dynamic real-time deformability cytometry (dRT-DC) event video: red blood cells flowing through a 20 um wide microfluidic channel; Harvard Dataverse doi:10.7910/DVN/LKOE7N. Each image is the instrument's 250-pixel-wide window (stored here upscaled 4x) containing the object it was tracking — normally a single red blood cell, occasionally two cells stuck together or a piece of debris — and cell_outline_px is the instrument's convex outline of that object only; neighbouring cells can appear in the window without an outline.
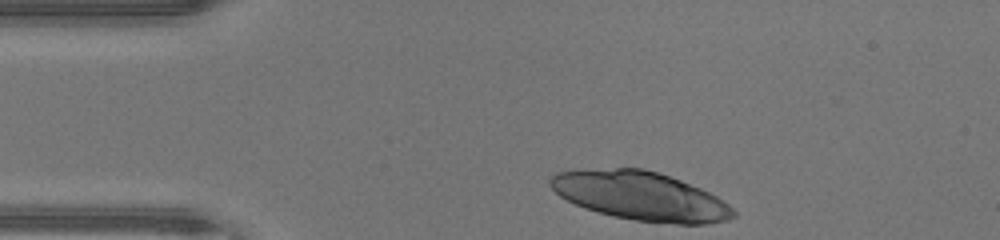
{"species": "human", "species_latin": "Homo sapiens", "temperature_condition": "warm", "stored_images_in_passage": 30, "camera_frame_rate_fps": 3000, "um_per_image_px": 0.085, "donor": {"sex": "male"}, "frame": {"image": 1, "passage_image": 1, "time_ms": 0.0, "image_size_px": [1000, 240], "cell_outline_px": [[736, 216], [728, 220], [708, 224], [676, 224], [636, 220], [612, 216], [584, 208], [560, 196], [548, 184], [548, 180], [556, 172], [616, 168], [644, 168], [680, 180], [700, 188], [716, 196], [728, 204], [736, 212]], "centroid_in_image_um": [54.46, 16.67], "position_along_channel_um": 30.5, "area_um2": 51.56}}
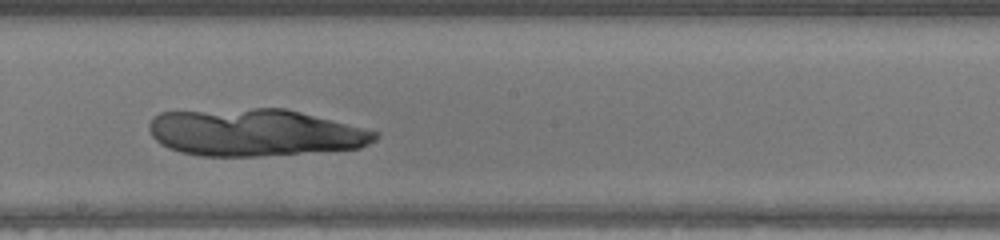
{"frame": {"image": 2, "passage_image": 18, "time_ms": 5.667, "image_size_px": [1000, 240], "cell_outline_px": [[380, 132], [376, 140], [360, 148], [256, 156], [200, 156], [180, 152], [168, 148], [160, 144], [152, 136], [148, 128], [148, 124], [160, 112], [252, 108], [284, 108]], "centroid_in_image_um": [21.62, 11.26], "position_along_channel_um": 226.6, "area_um2": 61.96}}
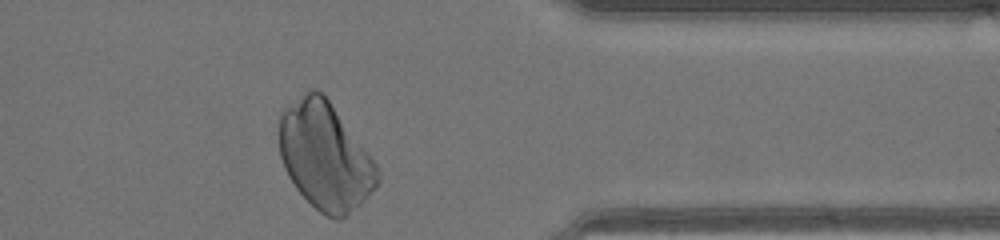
{"frame": {"image": 3, "passage_image": 30, "time_ms": 9.667, "image_size_px": [1000, 240], "cell_outline_px": [[380, 180], [376, 188], [360, 204], [340, 220], [336, 220], [320, 212], [296, 188], [288, 176], [284, 168], [280, 156], [276, 132], [280, 112], [284, 108], [308, 88], [316, 88], [328, 100], [376, 164]], "centroid_in_image_um": [27.57, 13.25], "position_along_channel_um": 383.8, "area_um2": 61.27}}